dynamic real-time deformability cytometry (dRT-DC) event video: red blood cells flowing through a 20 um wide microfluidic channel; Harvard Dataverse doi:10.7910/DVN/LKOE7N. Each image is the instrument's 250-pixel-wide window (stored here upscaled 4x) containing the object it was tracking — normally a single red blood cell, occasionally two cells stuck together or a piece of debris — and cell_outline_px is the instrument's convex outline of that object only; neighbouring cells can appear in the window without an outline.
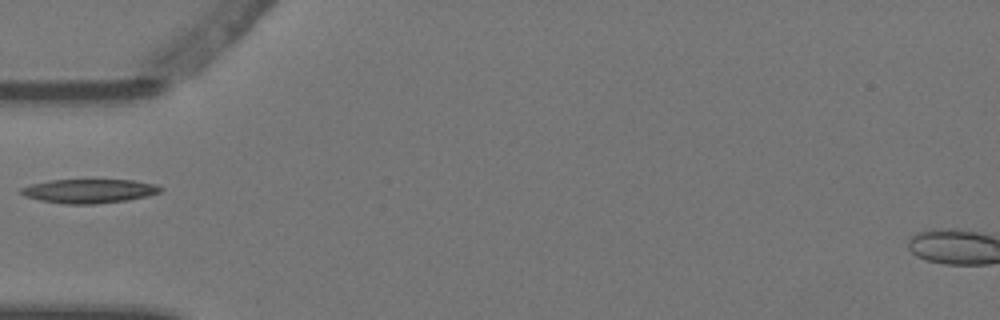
{"species": "Egyptian fruit bat (a non-hibernating species)", "species_latin": "Rousettus aegyptiacus", "temperature_condition": "warm", "stored_images_in_passage": 5, "camera_frame_rate_fps": 3000, "um_per_image_px": 0.085, "animal": {"sex": "female"}, "frame": {"image": 1, "passage_image": 5, "time_ms": 1.333, "image_size_px": [1000, 320], "cell_outline_px": [[164, 188], [160, 192], [148, 196], [128, 200], [96, 204], [64, 204], [40, 200], [24, 196], [20, 192], [20, 188], [32, 184], [48, 180], [132, 180], [156, 184]], "centroid_in_image_um": [7.59, 16.24], "position_along_channel_um": 77.4, "area_um2": 19.59}}